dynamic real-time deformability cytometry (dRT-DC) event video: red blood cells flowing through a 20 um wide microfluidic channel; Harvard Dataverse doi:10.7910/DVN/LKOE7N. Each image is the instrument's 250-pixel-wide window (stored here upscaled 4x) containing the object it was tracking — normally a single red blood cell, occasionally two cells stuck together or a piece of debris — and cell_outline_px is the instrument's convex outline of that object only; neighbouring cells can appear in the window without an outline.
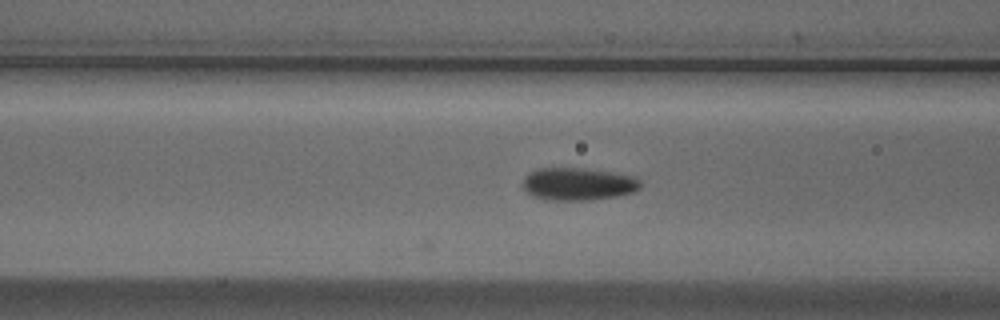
{"species": "Egyptian fruit bat (a non-hibernating species)", "species_latin": "Rousettus aegyptiacus", "temperature_condition": "cold", "stored_images_in_passage": 9, "camera_frame_rate_fps": 3000, "um_per_image_px": 0.085, "animal": {"sex": "male"}, "frame": {"image": 1, "passage_image": 9, "time_ms": 2.667, "image_size_px": [1000, 320], "cell_outline_px": [[644, 184], [640, 188], [632, 192], [616, 196], [592, 200], [544, 200], [532, 196], [520, 184], [524, 176], [528, 172], [536, 168], [580, 168], [636, 176]], "centroid_in_image_um": [49.1, 15.64], "position_along_channel_um": 117.5, "area_um2": 22.66}}